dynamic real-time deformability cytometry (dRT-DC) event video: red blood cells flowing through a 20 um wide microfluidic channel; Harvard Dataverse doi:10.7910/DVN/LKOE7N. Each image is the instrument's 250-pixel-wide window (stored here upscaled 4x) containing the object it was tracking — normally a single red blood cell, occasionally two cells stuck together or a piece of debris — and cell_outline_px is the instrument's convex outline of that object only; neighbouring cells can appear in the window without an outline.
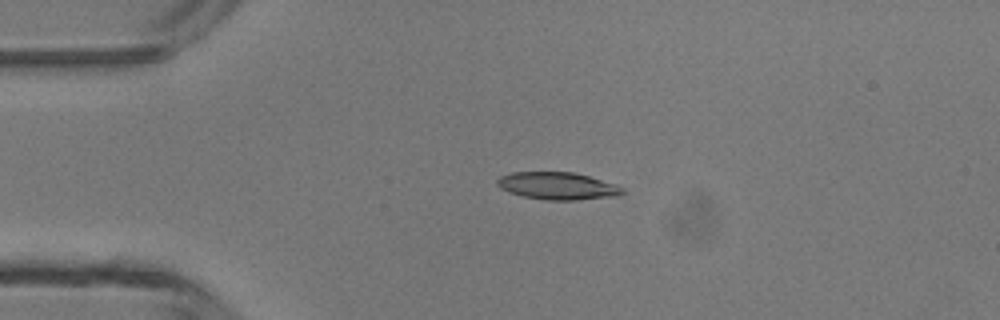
{"species": "common noctule bat (a hibernating species)", "species_latin": "Nyctalus noctula", "temperature_condition": "room temperature", "stored_images_in_passage": 2, "camera_frame_rate_fps": 3000, "um_per_image_px": 0.085, "animal": {"sex": "male", "body_mass_g": 13.3}, "frame": {"image": 1, "passage_image": 1, "time_ms": 0.0, "image_size_px": [1000, 320], "cell_outline_px": [[624, 192], [620, 196], [576, 200], [544, 200], [524, 196], [508, 192], [500, 188], [496, 184], [496, 180], [500, 176], [512, 172], [572, 172], [588, 176], [616, 184], [624, 188]], "centroid_in_image_um": [47.4, 15.81], "position_along_channel_um": 37.6, "area_um2": 20.11}}